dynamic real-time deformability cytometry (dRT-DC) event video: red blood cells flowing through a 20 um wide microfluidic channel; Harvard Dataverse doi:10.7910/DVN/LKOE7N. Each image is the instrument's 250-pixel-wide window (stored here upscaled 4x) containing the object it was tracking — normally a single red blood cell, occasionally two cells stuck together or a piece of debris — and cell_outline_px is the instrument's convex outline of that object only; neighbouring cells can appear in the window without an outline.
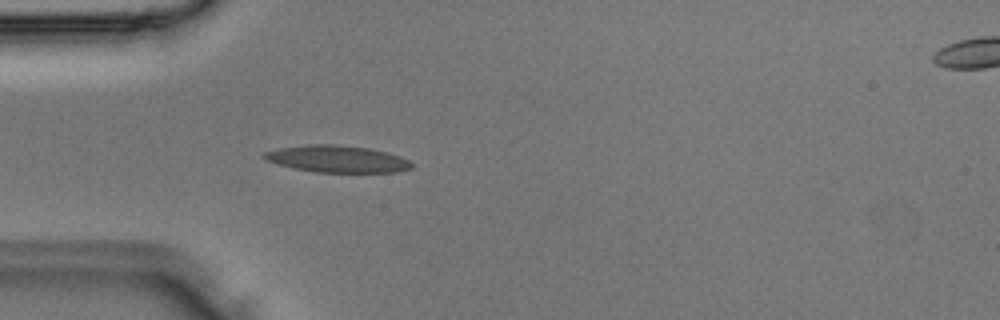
{"species": "Egyptian fruit bat (a non-hibernating species)", "species_latin": "Rousettus aegyptiacus", "temperature_condition": "room temperature", "stored_images_in_passage": 3, "camera_frame_rate_fps": 3000, "um_per_image_px": 0.085, "animal": {"sex": "male"}, "frame": {"image": 1, "passage_image": 2, "time_ms": 0.333, "image_size_px": [1000, 320], "cell_outline_px": [[412, 168], [396, 172], [316, 172], [296, 168], [280, 164], [268, 160], [260, 156], [264, 152], [276, 148], [308, 144], [336, 144], [368, 148], [388, 152], [400, 156], [408, 160], [412, 164]], "centroid_in_image_um": [28.66, 13.5], "position_along_channel_um": 56.3, "area_um2": 23.06}}